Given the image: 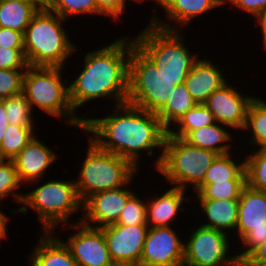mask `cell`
<instances>
[{"label":"cell","mask_w":266,"mask_h":266,"mask_svg":"<svg viewBox=\"0 0 266 266\" xmlns=\"http://www.w3.org/2000/svg\"><path fill=\"white\" fill-rule=\"evenodd\" d=\"M113 108L112 113L106 117H85L82 131H85L87 137L89 134L88 138L98 147L128 160L137 170L141 154L145 151L151 156L155 151L153 149L159 148L161 153L154 164L157 169L168 132L158 116L127 102Z\"/></svg>","instance_id":"1"},{"label":"cell","mask_w":266,"mask_h":266,"mask_svg":"<svg viewBox=\"0 0 266 266\" xmlns=\"http://www.w3.org/2000/svg\"><path fill=\"white\" fill-rule=\"evenodd\" d=\"M130 38H117L109 45L86 53L82 71L69 84L74 111L103 97L112 99L114 106L127 102L129 58L135 46L134 39Z\"/></svg>","instance_id":"2"},{"label":"cell","mask_w":266,"mask_h":266,"mask_svg":"<svg viewBox=\"0 0 266 266\" xmlns=\"http://www.w3.org/2000/svg\"><path fill=\"white\" fill-rule=\"evenodd\" d=\"M64 22L68 21L47 7L33 15L23 34L28 66L65 67L66 60L75 54L77 47L64 29Z\"/></svg>","instance_id":"3"},{"label":"cell","mask_w":266,"mask_h":266,"mask_svg":"<svg viewBox=\"0 0 266 266\" xmlns=\"http://www.w3.org/2000/svg\"><path fill=\"white\" fill-rule=\"evenodd\" d=\"M62 67L28 66L23 77L22 93L32 109L38 108L46 114L83 130L85 118L76 116L69 98V80L63 79ZM66 83V84H65Z\"/></svg>","instance_id":"4"},{"label":"cell","mask_w":266,"mask_h":266,"mask_svg":"<svg viewBox=\"0 0 266 266\" xmlns=\"http://www.w3.org/2000/svg\"><path fill=\"white\" fill-rule=\"evenodd\" d=\"M28 192L24 193L19 209L12 210V213L22 212L26 216L28 209L31 208L41 223V232L52 233L60 224H71L70 216H75L76 212L83 210V202L78 195L75 180H48Z\"/></svg>","instance_id":"5"},{"label":"cell","mask_w":266,"mask_h":266,"mask_svg":"<svg viewBox=\"0 0 266 266\" xmlns=\"http://www.w3.org/2000/svg\"><path fill=\"white\" fill-rule=\"evenodd\" d=\"M148 22L143 31L133 37L135 45L158 69H163L175 85L184 84L198 55L184 45L185 39L179 30L164 29Z\"/></svg>","instance_id":"6"},{"label":"cell","mask_w":266,"mask_h":266,"mask_svg":"<svg viewBox=\"0 0 266 266\" xmlns=\"http://www.w3.org/2000/svg\"><path fill=\"white\" fill-rule=\"evenodd\" d=\"M217 156L216 152L192 146L167 132L162 158L156 170L171 186L174 184V187L188 191L191 184L195 191Z\"/></svg>","instance_id":"7"},{"label":"cell","mask_w":266,"mask_h":266,"mask_svg":"<svg viewBox=\"0 0 266 266\" xmlns=\"http://www.w3.org/2000/svg\"><path fill=\"white\" fill-rule=\"evenodd\" d=\"M86 154L75 181L82 202L94 193L125 186L138 173L128 160L101 149L89 138Z\"/></svg>","instance_id":"8"},{"label":"cell","mask_w":266,"mask_h":266,"mask_svg":"<svg viewBox=\"0 0 266 266\" xmlns=\"http://www.w3.org/2000/svg\"><path fill=\"white\" fill-rule=\"evenodd\" d=\"M174 81L135 45L129 58L127 103L157 114L168 101Z\"/></svg>","instance_id":"9"},{"label":"cell","mask_w":266,"mask_h":266,"mask_svg":"<svg viewBox=\"0 0 266 266\" xmlns=\"http://www.w3.org/2000/svg\"><path fill=\"white\" fill-rule=\"evenodd\" d=\"M195 228L184 243L183 266H240L236 255L228 254L229 233L203 226Z\"/></svg>","instance_id":"10"},{"label":"cell","mask_w":266,"mask_h":266,"mask_svg":"<svg viewBox=\"0 0 266 266\" xmlns=\"http://www.w3.org/2000/svg\"><path fill=\"white\" fill-rule=\"evenodd\" d=\"M131 181L133 182V178L123 187L100 191L89 196L83 202V217H79L75 223L82 222L93 228L117 223L128 199L135 193L134 190H129L128 184H131Z\"/></svg>","instance_id":"11"},{"label":"cell","mask_w":266,"mask_h":266,"mask_svg":"<svg viewBox=\"0 0 266 266\" xmlns=\"http://www.w3.org/2000/svg\"><path fill=\"white\" fill-rule=\"evenodd\" d=\"M77 232L64 241L77 266H107L111 261L107 242L100 228L86 226L82 222L71 223L67 228ZM78 229V230H77Z\"/></svg>","instance_id":"12"},{"label":"cell","mask_w":266,"mask_h":266,"mask_svg":"<svg viewBox=\"0 0 266 266\" xmlns=\"http://www.w3.org/2000/svg\"><path fill=\"white\" fill-rule=\"evenodd\" d=\"M173 227H149L142 266H183L184 241Z\"/></svg>","instance_id":"13"},{"label":"cell","mask_w":266,"mask_h":266,"mask_svg":"<svg viewBox=\"0 0 266 266\" xmlns=\"http://www.w3.org/2000/svg\"><path fill=\"white\" fill-rule=\"evenodd\" d=\"M229 84L227 81L215 90L204 105L214 115L216 122L240 131L245 128L248 108L255 96L241 94V90Z\"/></svg>","instance_id":"14"},{"label":"cell","mask_w":266,"mask_h":266,"mask_svg":"<svg viewBox=\"0 0 266 266\" xmlns=\"http://www.w3.org/2000/svg\"><path fill=\"white\" fill-rule=\"evenodd\" d=\"M105 236L111 260H140L149 226L112 224L100 228Z\"/></svg>","instance_id":"15"},{"label":"cell","mask_w":266,"mask_h":266,"mask_svg":"<svg viewBox=\"0 0 266 266\" xmlns=\"http://www.w3.org/2000/svg\"><path fill=\"white\" fill-rule=\"evenodd\" d=\"M40 141L36 136L12 160L23 185L31 186L41 180L47 169L58 158L53 149Z\"/></svg>","instance_id":"16"},{"label":"cell","mask_w":266,"mask_h":266,"mask_svg":"<svg viewBox=\"0 0 266 266\" xmlns=\"http://www.w3.org/2000/svg\"><path fill=\"white\" fill-rule=\"evenodd\" d=\"M158 5L164 9L165 21L159 18L157 11L154 9L153 16H151L150 21L158 27L169 29V30H178V27L188 26L191 20L196 19L198 16L207 14L209 11L222 6L224 0H159ZM167 18V19H166ZM161 19V20H160ZM170 20L178 24L172 26L169 23ZM171 24V25H170ZM180 25V26H179Z\"/></svg>","instance_id":"17"},{"label":"cell","mask_w":266,"mask_h":266,"mask_svg":"<svg viewBox=\"0 0 266 266\" xmlns=\"http://www.w3.org/2000/svg\"><path fill=\"white\" fill-rule=\"evenodd\" d=\"M221 68L206 57L194 63L184 84L197 104H204L215 90L227 82Z\"/></svg>","instance_id":"18"},{"label":"cell","mask_w":266,"mask_h":266,"mask_svg":"<svg viewBox=\"0 0 266 266\" xmlns=\"http://www.w3.org/2000/svg\"><path fill=\"white\" fill-rule=\"evenodd\" d=\"M237 236L242 240L252 229L266 228V192L246 185L238 205Z\"/></svg>","instance_id":"19"},{"label":"cell","mask_w":266,"mask_h":266,"mask_svg":"<svg viewBox=\"0 0 266 266\" xmlns=\"http://www.w3.org/2000/svg\"><path fill=\"white\" fill-rule=\"evenodd\" d=\"M185 192L186 190L173 185L160 196L146 200L147 225L149 227H171L170 223L175 220L178 213L180 214L179 211L184 210L185 202L190 201Z\"/></svg>","instance_id":"20"},{"label":"cell","mask_w":266,"mask_h":266,"mask_svg":"<svg viewBox=\"0 0 266 266\" xmlns=\"http://www.w3.org/2000/svg\"><path fill=\"white\" fill-rule=\"evenodd\" d=\"M52 232H42L37 246L29 253V266H77L69 248Z\"/></svg>","instance_id":"21"},{"label":"cell","mask_w":266,"mask_h":266,"mask_svg":"<svg viewBox=\"0 0 266 266\" xmlns=\"http://www.w3.org/2000/svg\"><path fill=\"white\" fill-rule=\"evenodd\" d=\"M199 201L198 207L203 211L202 214L206 217L207 221L201 226L213 228L223 232L236 229L238 222V205L239 200H197ZM201 205V206H200ZM227 229V230H225Z\"/></svg>","instance_id":"22"},{"label":"cell","mask_w":266,"mask_h":266,"mask_svg":"<svg viewBox=\"0 0 266 266\" xmlns=\"http://www.w3.org/2000/svg\"><path fill=\"white\" fill-rule=\"evenodd\" d=\"M229 131V126L216 122L190 131L183 140L192 146L224 155L232 151L229 142L232 141L233 135Z\"/></svg>","instance_id":"23"},{"label":"cell","mask_w":266,"mask_h":266,"mask_svg":"<svg viewBox=\"0 0 266 266\" xmlns=\"http://www.w3.org/2000/svg\"><path fill=\"white\" fill-rule=\"evenodd\" d=\"M196 104L185 84L176 85L168 93V101L165 106L156 115L160 119L163 127L169 131Z\"/></svg>","instance_id":"24"},{"label":"cell","mask_w":266,"mask_h":266,"mask_svg":"<svg viewBox=\"0 0 266 266\" xmlns=\"http://www.w3.org/2000/svg\"><path fill=\"white\" fill-rule=\"evenodd\" d=\"M232 153L218 155L206 171L202 184H211L227 181H247L246 159L243 162L235 161Z\"/></svg>","instance_id":"25"},{"label":"cell","mask_w":266,"mask_h":266,"mask_svg":"<svg viewBox=\"0 0 266 266\" xmlns=\"http://www.w3.org/2000/svg\"><path fill=\"white\" fill-rule=\"evenodd\" d=\"M39 9L32 3L0 1V27L24 34L31 18Z\"/></svg>","instance_id":"26"},{"label":"cell","mask_w":266,"mask_h":266,"mask_svg":"<svg viewBox=\"0 0 266 266\" xmlns=\"http://www.w3.org/2000/svg\"><path fill=\"white\" fill-rule=\"evenodd\" d=\"M35 127L8 124L0 144V160H13L37 136Z\"/></svg>","instance_id":"27"},{"label":"cell","mask_w":266,"mask_h":266,"mask_svg":"<svg viewBox=\"0 0 266 266\" xmlns=\"http://www.w3.org/2000/svg\"><path fill=\"white\" fill-rule=\"evenodd\" d=\"M244 131H249L251 146L266 147V101L255 98L251 101Z\"/></svg>","instance_id":"28"},{"label":"cell","mask_w":266,"mask_h":266,"mask_svg":"<svg viewBox=\"0 0 266 266\" xmlns=\"http://www.w3.org/2000/svg\"><path fill=\"white\" fill-rule=\"evenodd\" d=\"M214 123H216V120L209 109L204 104H196L176 122L175 127L170 129L168 133L171 136L183 139L190 131Z\"/></svg>","instance_id":"29"},{"label":"cell","mask_w":266,"mask_h":266,"mask_svg":"<svg viewBox=\"0 0 266 266\" xmlns=\"http://www.w3.org/2000/svg\"><path fill=\"white\" fill-rule=\"evenodd\" d=\"M247 181H227L201 184L196 190L195 200H239Z\"/></svg>","instance_id":"30"},{"label":"cell","mask_w":266,"mask_h":266,"mask_svg":"<svg viewBox=\"0 0 266 266\" xmlns=\"http://www.w3.org/2000/svg\"><path fill=\"white\" fill-rule=\"evenodd\" d=\"M46 7L67 21L70 16L83 14L104 16L98 10L96 0H46Z\"/></svg>","instance_id":"31"},{"label":"cell","mask_w":266,"mask_h":266,"mask_svg":"<svg viewBox=\"0 0 266 266\" xmlns=\"http://www.w3.org/2000/svg\"><path fill=\"white\" fill-rule=\"evenodd\" d=\"M4 107L9 124L26 127L36 125L32 115L33 109L23 93L4 98Z\"/></svg>","instance_id":"32"},{"label":"cell","mask_w":266,"mask_h":266,"mask_svg":"<svg viewBox=\"0 0 266 266\" xmlns=\"http://www.w3.org/2000/svg\"><path fill=\"white\" fill-rule=\"evenodd\" d=\"M245 159L247 185L266 192V147L256 148V151L247 155Z\"/></svg>","instance_id":"33"},{"label":"cell","mask_w":266,"mask_h":266,"mask_svg":"<svg viewBox=\"0 0 266 266\" xmlns=\"http://www.w3.org/2000/svg\"><path fill=\"white\" fill-rule=\"evenodd\" d=\"M21 186L24 185L19 180L14 162L12 160H0V202L7 197L9 198L10 195L17 204L22 203L24 193L16 192L21 189Z\"/></svg>","instance_id":"34"},{"label":"cell","mask_w":266,"mask_h":266,"mask_svg":"<svg viewBox=\"0 0 266 266\" xmlns=\"http://www.w3.org/2000/svg\"><path fill=\"white\" fill-rule=\"evenodd\" d=\"M146 204L147 202L139 198L135 192L128 199L116 224L128 226L147 224Z\"/></svg>","instance_id":"35"},{"label":"cell","mask_w":266,"mask_h":266,"mask_svg":"<svg viewBox=\"0 0 266 266\" xmlns=\"http://www.w3.org/2000/svg\"><path fill=\"white\" fill-rule=\"evenodd\" d=\"M26 69H0V99L22 93Z\"/></svg>","instance_id":"36"},{"label":"cell","mask_w":266,"mask_h":266,"mask_svg":"<svg viewBox=\"0 0 266 266\" xmlns=\"http://www.w3.org/2000/svg\"><path fill=\"white\" fill-rule=\"evenodd\" d=\"M24 48L0 47V69H26Z\"/></svg>","instance_id":"37"},{"label":"cell","mask_w":266,"mask_h":266,"mask_svg":"<svg viewBox=\"0 0 266 266\" xmlns=\"http://www.w3.org/2000/svg\"><path fill=\"white\" fill-rule=\"evenodd\" d=\"M266 241V228L252 229L242 240V252L236 254L238 262L241 263L256 247Z\"/></svg>","instance_id":"38"},{"label":"cell","mask_w":266,"mask_h":266,"mask_svg":"<svg viewBox=\"0 0 266 266\" xmlns=\"http://www.w3.org/2000/svg\"><path fill=\"white\" fill-rule=\"evenodd\" d=\"M98 10L105 16L116 21L120 19L123 12L126 11V3L122 0H96Z\"/></svg>","instance_id":"39"},{"label":"cell","mask_w":266,"mask_h":266,"mask_svg":"<svg viewBox=\"0 0 266 266\" xmlns=\"http://www.w3.org/2000/svg\"><path fill=\"white\" fill-rule=\"evenodd\" d=\"M231 4L238 9H242V12H247L256 17L266 9V0H224V4Z\"/></svg>","instance_id":"40"},{"label":"cell","mask_w":266,"mask_h":266,"mask_svg":"<svg viewBox=\"0 0 266 266\" xmlns=\"http://www.w3.org/2000/svg\"><path fill=\"white\" fill-rule=\"evenodd\" d=\"M0 47L24 48L23 33L0 27Z\"/></svg>","instance_id":"41"},{"label":"cell","mask_w":266,"mask_h":266,"mask_svg":"<svg viewBox=\"0 0 266 266\" xmlns=\"http://www.w3.org/2000/svg\"><path fill=\"white\" fill-rule=\"evenodd\" d=\"M240 266H266V241L256 247L241 263Z\"/></svg>","instance_id":"42"},{"label":"cell","mask_w":266,"mask_h":266,"mask_svg":"<svg viewBox=\"0 0 266 266\" xmlns=\"http://www.w3.org/2000/svg\"><path fill=\"white\" fill-rule=\"evenodd\" d=\"M9 124L4 107V99H0V144L3 140L6 128Z\"/></svg>","instance_id":"43"},{"label":"cell","mask_w":266,"mask_h":266,"mask_svg":"<svg viewBox=\"0 0 266 266\" xmlns=\"http://www.w3.org/2000/svg\"><path fill=\"white\" fill-rule=\"evenodd\" d=\"M254 19H257V25H259L262 33V42L264 48L266 49V9L257 15Z\"/></svg>","instance_id":"44"},{"label":"cell","mask_w":266,"mask_h":266,"mask_svg":"<svg viewBox=\"0 0 266 266\" xmlns=\"http://www.w3.org/2000/svg\"><path fill=\"white\" fill-rule=\"evenodd\" d=\"M9 216H6V213L4 214V212H2V210L0 209V243L2 242L1 240L7 238V227H8V223H9Z\"/></svg>","instance_id":"45"},{"label":"cell","mask_w":266,"mask_h":266,"mask_svg":"<svg viewBox=\"0 0 266 266\" xmlns=\"http://www.w3.org/2000/svg\"><path fill=\"white\" fill-rule=\"evenodd\" d=\"M107 266H142L140 260L118 261L111 260Z\"/></svg>","instance_id":"46"},{"label":"cell","mask_w":266,"mask_h":266,"mask_svg":"<svg viewBox=\"0 0 266 266\" xmlns=\"http://www.w3.org/2000/svg\"><path fill=\"white\" fill-rule=\"evenodd\" d=\"M0 1H22L34 4L38 9L46 7V0H0Z\"/></svg>","instance_id":"47"},{"label":"cell","mask_w":266,"mask_h":266,"mask_svg":"<svg viewBox=\"0 0 266 266\" xmlns=\"http://www.w3.org/2000/svg\"><path fill=\"white\" fill-rule=\"evenodd\" d=\"M124 3L127 2V0H122ZM132 1H135V2H138V3H141L142 1H146V0H132Z\"/></svg>","instance_id":"48"}]
</instances>
